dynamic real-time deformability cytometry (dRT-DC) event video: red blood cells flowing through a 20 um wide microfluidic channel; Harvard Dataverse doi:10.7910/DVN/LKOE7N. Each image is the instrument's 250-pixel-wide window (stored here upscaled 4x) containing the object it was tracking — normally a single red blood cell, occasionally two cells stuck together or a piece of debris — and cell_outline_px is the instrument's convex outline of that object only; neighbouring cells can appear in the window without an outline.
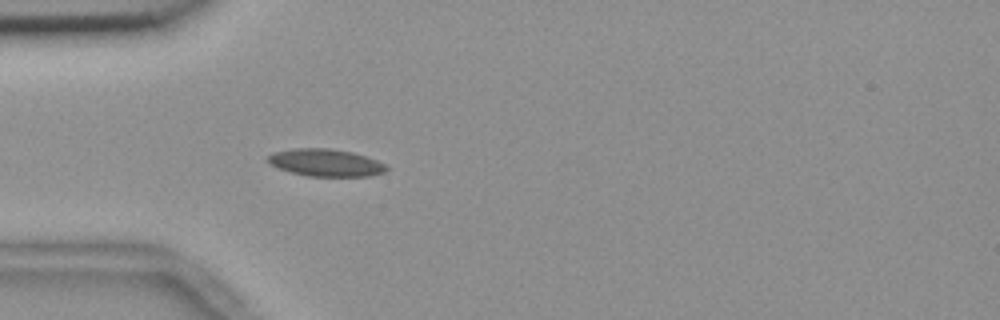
{"species": "common noctule bat (a hibernating species)", "species_latin": "Nyctalus noctula", "temperature_condition": "room temperature", "stored_images_in_passage": 50, "camera_frame_rate_fps": 3000, "um_per_image_px": 0.085, "animal": {"sex": "female", "body_mass_g": 18.4}, "frame": {"image": 1, "passage_image": 11, "time_ms": 3.333, "image_size_px": [1000, 320], "cell_outline_px": [[388, 168], [384, 172], [368, 176], [308, 176], [292, 172], [280, 168], [272, 164], [268, 160], [268, 156], [272, 152], [296, 148], [328, 148], [352, 152], [376, 160], [384, 164]], "centroid_in_image_um": [27.68, 13.82], "position_along_channel_um": 57.3, "area_um2": 18.55}}
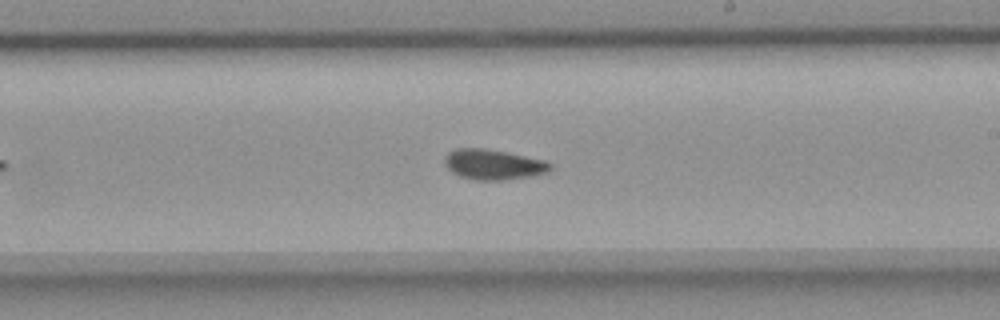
{"frame": {"image": 2, "passage_image": 27, "time_ms": 8.667, "image_size_px": [1000, 320], "cell_outline_px": [[552, 168], [548, 172], [532, 176], [504, 180], [476, 180], [460, 176], [452, 172], [444, 164], [444, 156], [448, 152], [456, 148], [484, 148], [508, 152], [544, 160], [552, 164]], "centroid_in_image_um": [41.93, 13.98], "position_along_channel_um": 247.1, "area_um2": 18.79}}
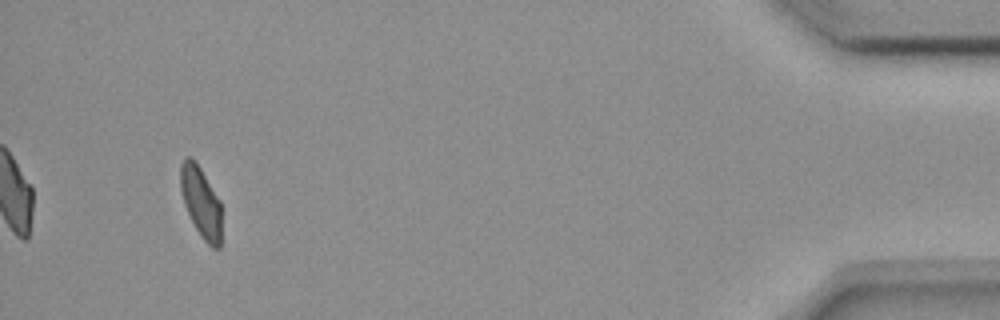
{"frame": {"image": 3, "passage_image": 47, "time_ms": 15.333, "image_size_px": [1000, 320], "cell_outline_px": [[220, 248], [212, 248], [204, 240], [196, 228], [184, 204], [180, 188], [180, 164], [184, 156], [192, 156], [196, 160], [220, 200]], "centroid_in_image_um": [17.06, 17.1], "position_along_channel_um": 418.1, "area_um2": 16.94}, "authors_computed_cell_mechanics": {"area_um2": 18.0336, "velocity_mm_per_s": 3.6514, "shape_relaxation_time_tau1_ms": null, "shape_relaxation_time_tau2_ms": 4.9094, "deformation_change_tau1": null, "deformation_change_tau2": 0.0813}}